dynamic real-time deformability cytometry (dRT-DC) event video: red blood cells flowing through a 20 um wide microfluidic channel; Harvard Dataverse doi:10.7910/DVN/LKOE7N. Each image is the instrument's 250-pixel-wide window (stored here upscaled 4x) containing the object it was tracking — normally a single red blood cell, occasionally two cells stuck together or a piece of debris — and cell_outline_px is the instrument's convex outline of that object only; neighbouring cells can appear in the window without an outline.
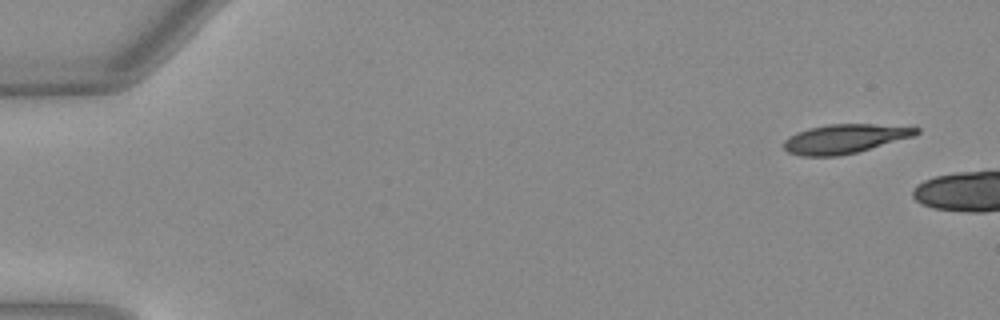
{"species": "Egyptian fruit bat (a non-hibernating species)", "species_latin": "Rousettus aegyptiacus", "temperature_condition": "warm", "stored_images_in_passage": 5, "camera_frame_rate_fps": 3000, "um_per_image_px": 0.085, "animal": {"sex": "female"}, "frame": {"image": 1, "passage_image": 1, "time_ms": 0.0, "image_size_px": [1000, 320], "cell_outline_px": [[920, 132], [912, 136], [856, 152], [836, 156], [804, 156], [788, 152], [784, 148], [784, 140], [796, 132], [808, 128], [828, 124], [872, 124], [920, 128]], "centroid_in_image_um": [71.75, 11.79], "position_along_channel_um": 13.3, "area_um2": 22.08}}